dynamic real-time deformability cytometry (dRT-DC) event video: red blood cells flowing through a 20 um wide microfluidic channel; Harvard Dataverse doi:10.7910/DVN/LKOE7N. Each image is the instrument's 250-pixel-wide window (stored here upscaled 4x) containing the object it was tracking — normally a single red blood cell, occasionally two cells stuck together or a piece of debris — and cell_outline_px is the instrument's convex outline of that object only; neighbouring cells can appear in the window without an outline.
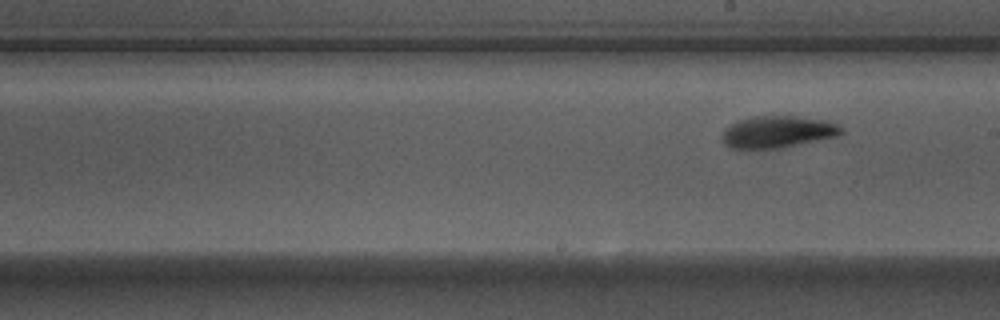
{"species": "Egyptian fruit bat (a non-hibernating species)", "species_latin": "Rousettus aegyptiacus", "temperature_condition": "warm", "stored_images_in_passage": 7, "segment_of_instrument_passage": [2, 2], "camera_frame_rate_fps": 3000, "um_per_image_px": 0.085, "animal": {"sex": "male"}, "frame": {"image": 1, "passage_image": 7, "time_ms": 2.0, "image_size_px": [1000, 320], "cell_outline_px": [[844, 132], [836, 136], [780, 148], [732, 148], [724, 144], [720, 140], [720, 136], [724, 128], [736, 120], [752, 116], [796, 116], [828, 120], [844, 128]], "centroid_in_image_um": [66.05, 11.19], "position_along_channel_um": 222.9, "area_um2": 22.37}}